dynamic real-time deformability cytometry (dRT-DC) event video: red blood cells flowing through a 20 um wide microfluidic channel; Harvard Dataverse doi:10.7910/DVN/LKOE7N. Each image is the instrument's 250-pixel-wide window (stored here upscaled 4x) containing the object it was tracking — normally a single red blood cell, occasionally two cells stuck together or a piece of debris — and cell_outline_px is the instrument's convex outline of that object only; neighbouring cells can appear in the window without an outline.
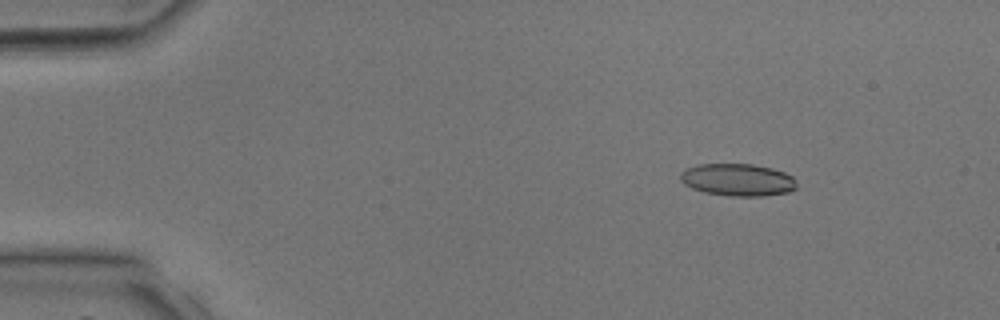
{"species": "common noctule bat (a hibernating species)", "species_latin": "Nyctalus noctula", "temperature_condition": "room temperature", "stored_images_in_passage": 39, "camera_frame_rate_fps": 3000, "um_per_image_px": 0.085, "animal": {"sex": "male", "body_mass_g": 17.9, "forearm_length_mm": 54.2}, "frame": {"image": 1, "passage_image": 6, "time_ms": 1.667, "image_size_px": [1000, 320], "cell_outline_px": [[796, 188], [788, 192], [764, 196], [732, 196], [704, 192], [692, 188], [684, 184], [680, 180], [680, 172], [696, 164], [752, 164], [772, 168], [784, 172], [792, 176], [796, 180]], "centroid_in_image_um": [62.7, 15.28], "position_along_channel_um": 22.3, "area_um2": 21.96}}
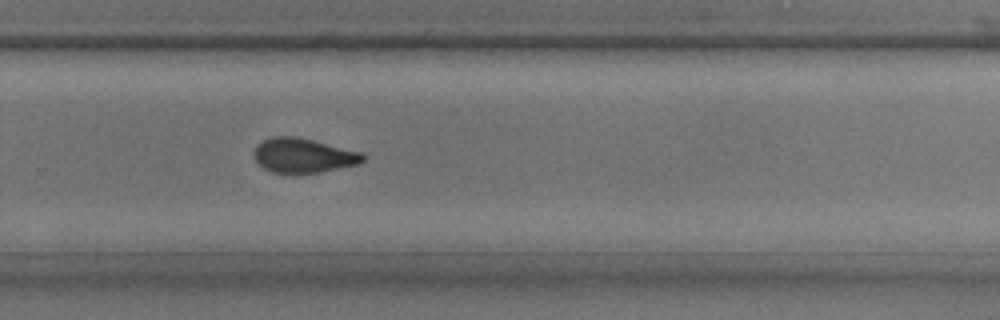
{"frame": {"image": 2, "passage_image": 27, "time_ms": 8.667, "image_size_px": [1000, 320], "cell_outline_px": [[364, 160], [360, 164], [320, 172], [272, 172], [264, 168], [256, 160], [256, 144], [272, 136], [296, 136], [360, 152], [364, 156]], "centroid_in_image_um": [25.79, 13.2], "position_along_channel_um": 304.0, "area_um2": 21.39}}
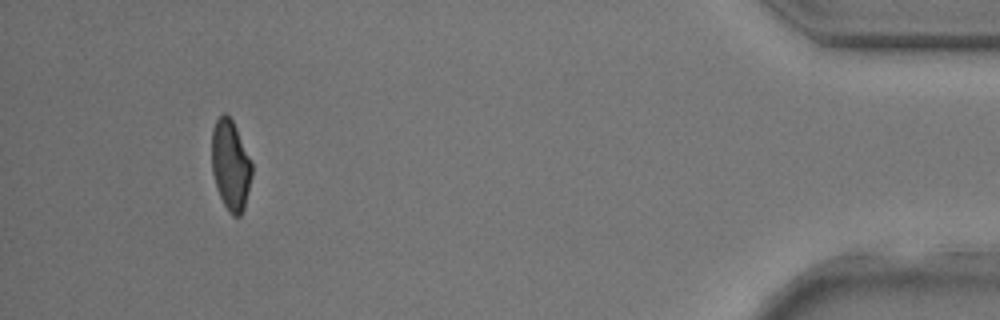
{"frame": {"image": 3, "passage_image": 37, "time_ms": 12.0, "image_size_px": [1000, 320], "cell_outline_px": [[252, 176], [244, 208], [240, 216], [232, 216], [228, 212], [216, 188], [212, 172], [212, 128], [216, 120], [224, 112], [232, 120], [252, 160]], "centroid_in_image_um": [19.6, 14.05], "position_along_channel_um": 415.6, "area_um2": 21.21}}